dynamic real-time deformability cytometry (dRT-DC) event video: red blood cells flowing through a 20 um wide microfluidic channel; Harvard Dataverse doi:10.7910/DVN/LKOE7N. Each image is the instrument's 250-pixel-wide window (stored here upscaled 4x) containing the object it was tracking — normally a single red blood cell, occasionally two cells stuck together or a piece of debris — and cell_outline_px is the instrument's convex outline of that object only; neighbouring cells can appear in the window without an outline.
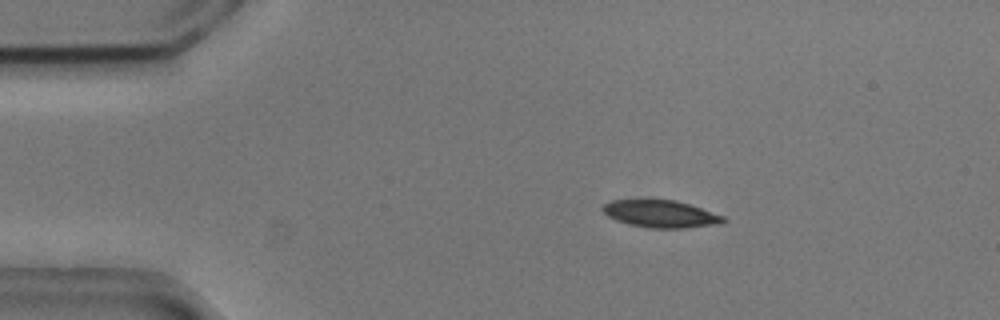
{"species": "common noctule bat (a hibernating species)", "species_latin": "Nyctalus noctula", "temperature_condition": "cold", "stored_images_in_passage": 55, "camera_frame_rate_fps": 3000, "um_per_image_px": 0.085, "animal": {"sex": "male", "body_mass_g": 20.5, "forearm_length_mm": 52.5}, "frame": {"image": 1, "passage_image": 10, "time_ms": 3.0, "image_size_px": [1000, 320], "cell_outline_px": [[728, 220], [724, 224], [684, 228], [648, 228], [628, 224], [616, 220], [608, 216], [600, 208], [604, 204], [612, 200], [676, 200], [724, 216]], "centroid_in_image_um": [56.18, 18.19], "position_along_channel_um": 28.8, "area_um2": 19.25}}
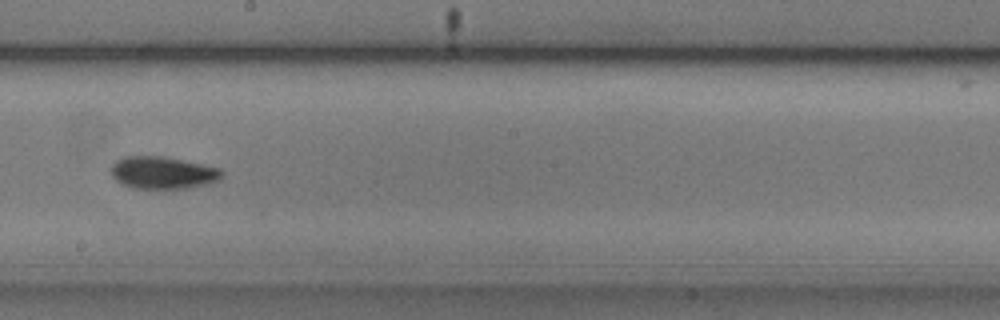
{"frame": {"image": 2, "passage_image": 31, "time_ms": 10.0, "image_size_px": [1000, 320], "cell_outline_px": [[224, 176], [220, 180], [208, 184], [188, 188], [132, 188], [120, 184], [112, 176], [112, 164], [116, 160], [124, 156], [164, 156], [220, 168], [224, 172]], "centroid_in_image_um": [13.85, 14.68], "position_along_channel_um": 234.3, "area_um2": 21.04}}
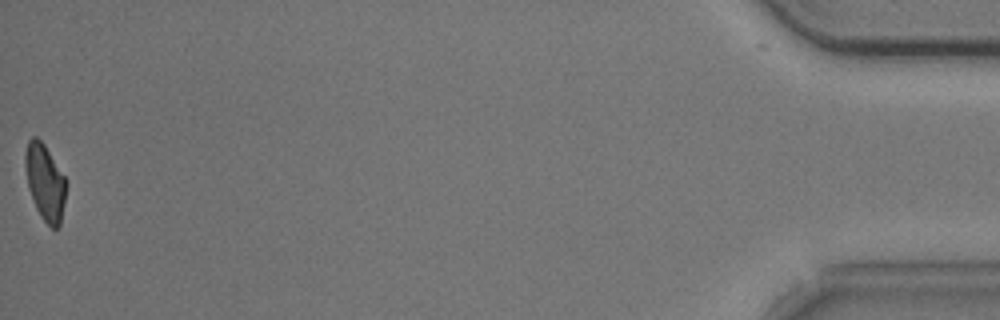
{"frame": {"image": 3, "passage_image": 55, "time_ms": 18.0, "image_size_px": [1000, 320], "cell_outline_px": [[68, 184], [60, 224], [56, 228], [52, 228], [40, 216], [36, 208], [28, 188], [24, 164], [24, 156], [28, 140], [32, 136], [36, 136], [44, 144], [64, 176]], "centroid_in_image_um": [3.82, 15.47], "position_along_channel_um": 431.4, "area_um2": 18.21}, "authors_computed_cell_mechanics": {"area_um2": 19.7676, "velocity_mm_per_s": 3.6988, "shape_relaxation_time_tau1_ms": 3.8372, "shape_relaxation_time_tau2_ms": null, "deformation_change_tau1": 0.1283, "deformation_change_tau2": null}}